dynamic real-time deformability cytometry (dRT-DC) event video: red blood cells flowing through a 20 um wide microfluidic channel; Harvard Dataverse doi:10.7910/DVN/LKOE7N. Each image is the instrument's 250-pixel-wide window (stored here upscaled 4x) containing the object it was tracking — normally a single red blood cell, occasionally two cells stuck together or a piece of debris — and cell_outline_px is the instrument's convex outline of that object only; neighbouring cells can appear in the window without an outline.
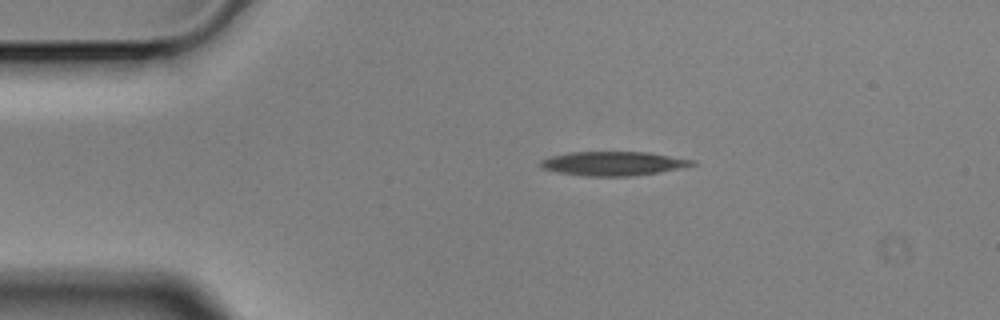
{"species": "Egyptian fruit bat (a non-hibernating species)", "species_latin": "Rousettus aegyptiacus", "temperature_condition": "cold", "stored_images_in_passage": 4, "camera_frame_rate_fps": 3000, "um_per_image_px": 0.085, "animal": {"sex": "male"}, "frame": {"image": 1, "passage_image": 1, "time_ms": 0.0, "image_size_px": [1000, 320], "cell_outline_px": [[696, 164], [680, 168], [660, 172], [632, 176], [588, 176], [556, 172], [540, 168], [540, 160], [552, 156], [568, 152], [648, 152], [692, 160]], "centroid_in_image_um": [52.07, 13.9], "position_along_channel_um": 32.9, "area_um2": 21.15}}
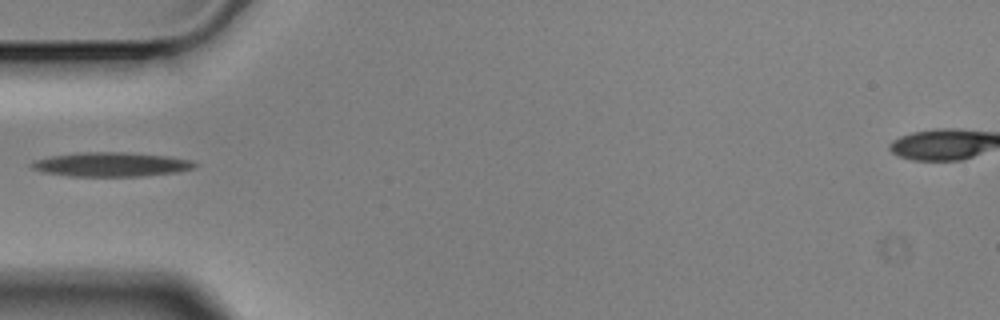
{"frame": {"image": 2, "passage_image": 3, "time_ms": 0.667, "image_size_px": [1000, 320], "cell_outline_px": [[196, 164], [192, 168], [180, 172], [144, 176], [72, 176], [44, 172], [32, 168], [32, 164], [36, 160], [52, 156], [84, 152], [120, 152], [168, 156], [192, 160]], "centroid_in_image_um": [9.51, 13.98], "position_along_channel_um": 75.5, "area_um2": 22.72}}
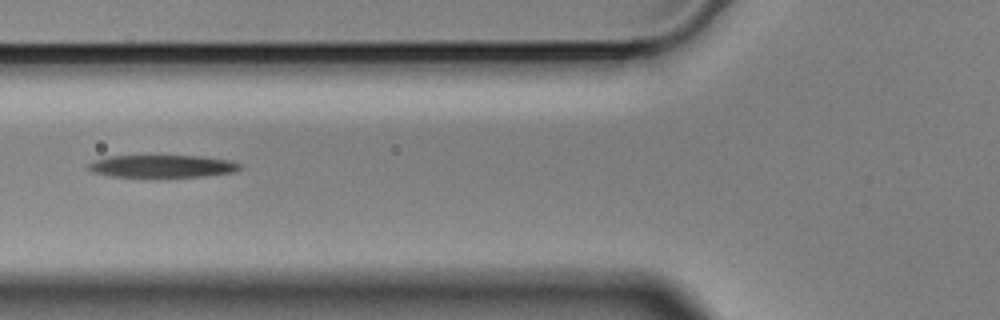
{"frame": {"image": 3, "passage_image": 4, "time_ms": 1.0, "image_size_px": [1000, 320], "cell_outline_px": [[240, 168], [236, 172], [204, 176], [112, 176], [92, 172], [88, 168], [88, 164], [96, 160], [108, 156], [200, 156], [232, 160], [240, 164]], "centroid_in_image_um": [13.83, 14.12], "position_along_channel_um": 112.0, "area_um2": 19.54}}